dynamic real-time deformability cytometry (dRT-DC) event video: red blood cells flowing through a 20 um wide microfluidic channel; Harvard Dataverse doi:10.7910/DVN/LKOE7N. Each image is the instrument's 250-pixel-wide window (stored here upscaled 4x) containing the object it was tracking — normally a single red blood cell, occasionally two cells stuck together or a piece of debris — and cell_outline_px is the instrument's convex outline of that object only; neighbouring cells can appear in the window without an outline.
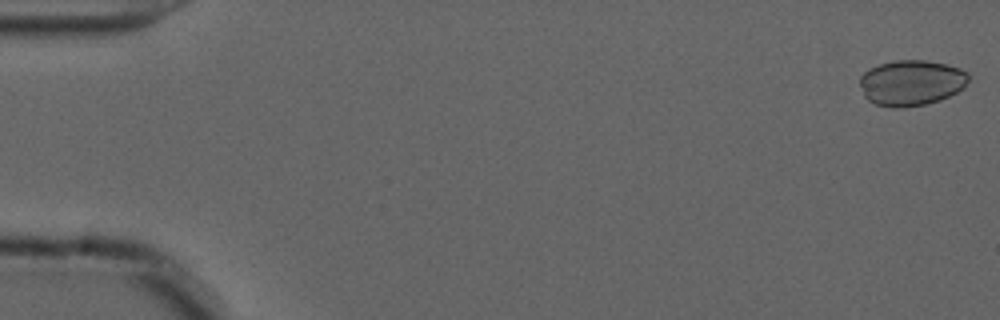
{"species": "common noctule bat (a hibernating species)", "species_latin": "Nyctalus noctula", "temperature_condition": "cold", "stored_images_in_passage": 55, "camera_frame_rate_fps": 3000, "um_per_image_px": 0.085, "animal": {"sex": "male", "forearm_length_mm": 52.5}, "frame": {"image": 1, "passage_image": 1, "time_ms": 0.0, "image_size_px": [1000, 320], "cell_outline_px": [[968, 80], [964, 88], [940, 100], [924, 104], [904, 108], [892, 108], [876, 104], [868, 100], [864, 96], [860, 84], [860, 76], [868, 68], [880, 64], [896, 60], [924, 60], [944, 64], [960, 68], [968, 72]], "centroid_in_image_um": [77.45, 7.04], "position_along_channel_um": 7.6, "area_um2": 28.96}}
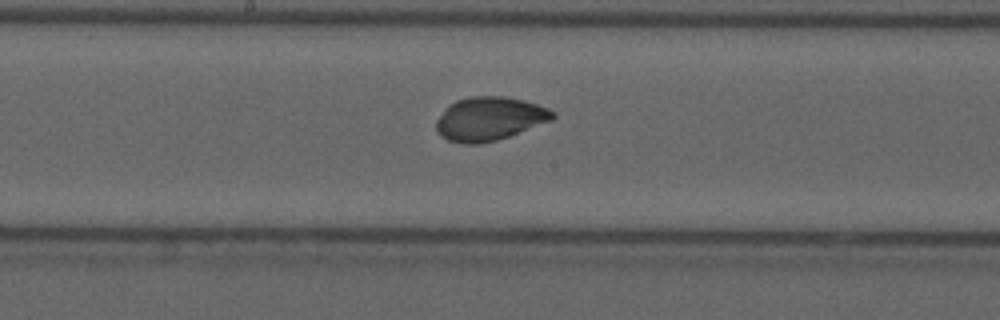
{"frame": {"image": 2, "passage_image": 29, "time_ms": 9.333, "image_size_px": [1000, 320], "cell_outline_px": [[556, 116], [552, 120], [508, 136], [496, 140], [480, 144], [464, 144], [448, 140], [440, 136], [436, 132], [436, 120], [448, 104], [456, 100], [472, 96], [504, 96], [524, 100], [548, 108], [556, 112]], "centroid_in_image_um": [41.58, 10.09], "position_along_channel_um": 206.6, "area_um2": 29.71}}
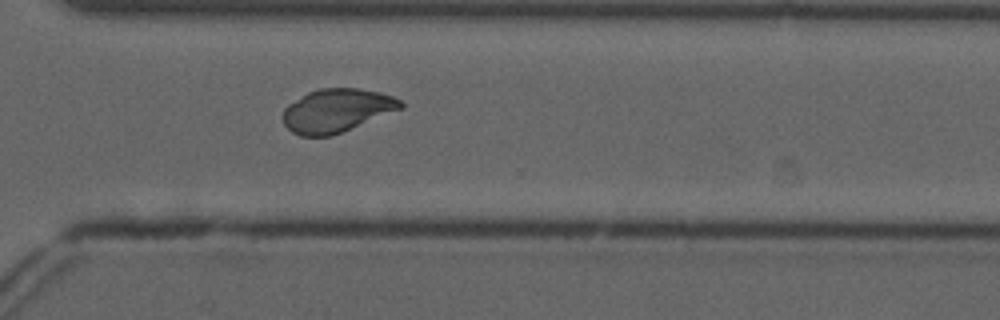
{"frame": {"image": 3, "passage_image": 40, "time_ms": 13.0, "image_size_px": [1000, 320], "cell_outline_px": [[404, 108], [332, 136], [300, 136], [292, 132], [284, 124], [284, 108], [288, 104], [308, 92], [320, 88], [360, 88], [380, 92], [392, 96], [400, 100], [404, 104]], "centroid_in_image_um": [28.64, 9.39], "position_along_channel_um": 342.0, "area_um2": 29.82}}